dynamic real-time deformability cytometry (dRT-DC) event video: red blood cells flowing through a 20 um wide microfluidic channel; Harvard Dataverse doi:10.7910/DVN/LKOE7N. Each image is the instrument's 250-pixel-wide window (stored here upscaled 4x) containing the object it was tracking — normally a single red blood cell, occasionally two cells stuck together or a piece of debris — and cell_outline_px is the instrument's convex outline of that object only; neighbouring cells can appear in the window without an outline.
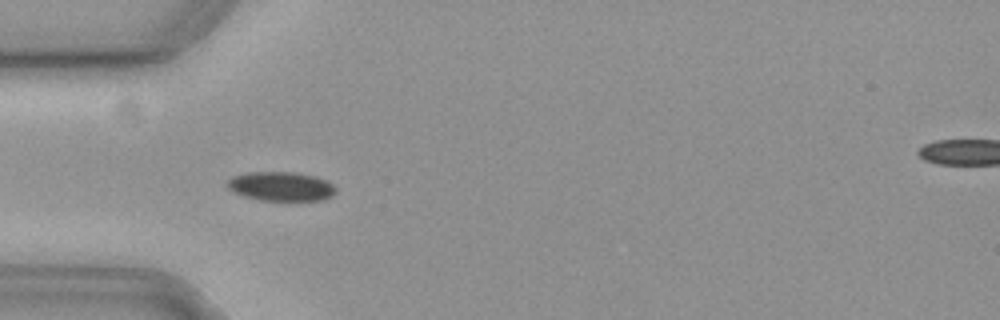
{"species": "common noctule bat (a hibernating species)", "species_latin": "Nyctalus noctula", "temperature_condition": "cold", "stored_images_in_passage": 6, "camera_frame_rate_fps": 3000, "um_per_image_px": 0.085, "animal": {"sex": "female", "body_mass_g": 19.3, "forearm_length_mm": 54.1}, "frame": {"image": 1, "passage_image": 3, "time_ms": 0.667, "image_size_px": [1000, 320], "cell_outline_px": [[336, 192], [332, 196], [324, 200], [260, 200], [244, 196], [232, 192], [228, 188], [228, 180], [232, 176], [248, 172], [292, 172], [312, 176], [324, 180], [332, 184], [336, 188]], "centroid_in_image_um": [23.86, 15.85], "position_along_channel_um": 61.1, "area_um2": 18.32}}